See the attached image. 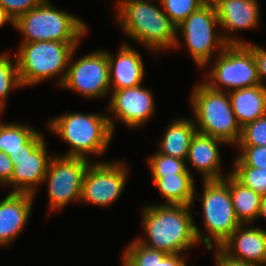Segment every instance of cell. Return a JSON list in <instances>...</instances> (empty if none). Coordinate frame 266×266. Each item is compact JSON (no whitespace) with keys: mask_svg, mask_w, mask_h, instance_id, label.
Returning <instances> with one entry per match:
<instances>
[{"mask_svg":"<svg viewBox=\"0 0 266 266\" xmlns=\"http://www.w3.org/2000/svg\"><path fill=\"white\" fill-rule=\"evenodd\" d=\"M192 206L156 204L142 208L143 245L167 254H185L199 245L195 233ZM187 250V251H186Z\"/></svg>","mask_w":266,"mask_h":266,"instance_id":"1","label":"cell"},{"mask_svg":"<svg viewBox=\"0 0 266 266\" xmlns=\"http://www.w3.org/2000/svg\"><path fill=\"white\" fill-rule=\"evenodd\" d=\"M116 6V23L128 39L155 54L174 49L177 26L155 2L118 0Z\"/></svg>","mask_w":266,"mask_h":266,"instance_id":"2","label":"cell"},{"mask_svg":"<svg viewBox=\"0 0 266 266\" xmlns=\"http://www.w3.org/2000/svg\"><path fill=\"white\" fill-rule=\"evenodd\" d=\"M50 133H55L69 146L62 156L85 158L104 155L114 136L107 114L66 112L49 120Z\"/></svg>","mask_w":266,"mask_h":266,"instance_id":"3","label":"cell"},{"mask_svg":"<svg viewBox=\"0 0 266 266\" xmlns=\"http://www.w3.org/2000/svg\"><path fill=\"white\" fill-rule=\"evenodd\" d=\"M79 44L59 41L20 43L15 57L22 88L54 77H58L57 86L61 87L71 55Z\"/></svg>","mask_w":266,"mask_h":266,"instance_id":"4","label":"cell"},{"mask_svg":"<svg viewBox=\"0 0 266 266\" xmlns=\"http://www.w3.org/2000/svg\"><path fill=\"white\" fill-rule=\"evenodd\" d=\"M191 91L190 105L196 130L236 146L241 137L228 92L216 91L203 80Z\"/></svg>","mask_w":266,"mask_h":266,"instance_id":"5","label":"cell"},{"mask_svg":"<svg viewBox=\"0 0 266 266\" xmlns=\"http://www.w3.org/2000/svg\"><path fill=\"white\" fill-rule=\"evenodd\" d=\"M13 27L24 35L21 43L80 42L88 31L81 18L59 10L51 0H44L39 6L21 15L13 23Z\"/></svg>","mask_w":266,"mask_h":266,"instance_id":"6","label":"cell"},{"mask_svg":"<svg viewBox=\"0 0 266 266\" xmlns=\"http://www.w3.org/2000/svg\"><path fill=\"white\" fill-rule=\"evenodd\" d=\"M202 197L194 193V198L200 200L202 207V222L206 235L199 231L195 225V233L199 244H205L208 251L220 246L231 236L240 226L228 187V174L222 180L203 181Z\"/></svg>","mask_w":266,"mask_h":266,"instance_id":"7","label":"cell"},{"mask_svg":"<svg viewBox=\"0 0 266 266\" xmlns=\"http://www.w3.org/2000/svg\"><path fill=\"white\" fill-rule=\"evenodd\" d=\"M220 28L215 5L207 0L201 7L190 14L181 24L177 26V41L174 49L182 44L179 35L189 51L193 62L197 67L207 68L212 63L214 52H222L228 43L224 40L222 33L216 30ZM216 30V31H215ZM217 49V50H214Z\"/></svg>","mask_w":266,"mask_h":266,"instance_id":"8","label":"cell"},{"mask_svg":"<svg viewBox=\"0 0 266 266\" xmlns=\"http://www.w3.org/2000/svg\"><path fill=\"white\" fill-rule=\"evenodd\" d=\"M217 55L203 81L211 89L229 93L261 84L254 53L247 44H228Z\"/></svg>","mask_w":266,"mask_h":266,"instance_id":"9","label":"cell"},{"mask_svg":"<svg viewBox=\"0 0 266 266\" xmlns=\"http://www.w3.org/2000/svg\"><path fill=\"white\" fill-rule=\"evenodd\" d=\"M91 163L85 158L53 155L43 180L48 185L49 214L73 201L80 203L83 178Z\"/></svg>","mask_w":266,"mask_h":266,"instance_id":"10","label":"cell"},{"mask_svg":"<svg viewBox=\"0 0 266 266\" xmlns=\"http://www.w3.org/2000/svg\"><path fill=\"white\" fill-rule=\"evenodd\" d=\"M76 47L61 88L72 90L87 99H99L111 91L107 50H96L73 62ZM73 59V60H72Z\"/></svg>","mask_w":266,"mask_h":266,"instance_id":"11","label":"cell"},{"mask_svg":"<svg viewBox=\"0 0 266 266\" xmlns=\"http://www.w3.org/2000/svg\"><path fill=\"white\" fill-rule=\"evenodd\" d=\"M37 131L24 145L22 150L10 153L13 163L10 193L35 195L38 186L43 184L52 154L48 155L47 143Z\"/></svg>","mask_w":266,"mask_h":266,"instance_id":"12","label":"cell"},{"mask_svg":"<svg viewBox=\"0 0 266 266\" xmlns=\"http://www.w3.org/2000/svg\"><path fill=\"white\" fill-rule=\"evenodd\" d=\"M129 166L124 161L92 162L84 175L80 202L108 207L120 198Z\"/></svg>","mask_w":266,"mask_h":266,"instance_id":"13","label":"cell"},{"mask_svg":"<svg viewBox=\"0 0 266 266\" xmlns=\"http://www.w3.org/2000/svg\"><path fill=\"white\" fill-rule=\"evenodd\" d=\"M109 98L108 116L110 127L115 133L114 117L130 128H138L147 123L155 112V100L152 92L142 84L111 90ZM113 116V118H112Z\"/></svg>","mask_w":266,"mask_h":266,"instance_id":"14","label":"cell"},{"mask_svg":"<svg viewBox=\"0 0 266 266\" xmlns=\"http://www.w3.org/2000/svg\"><path fill=\"white\" fill-rule=\"evenodd\" d=\"M215 5L222 36L228 44H246L247 42L232 36L238 30L254 29L260 22L258 0H211ZM231 35V36H230Z\"/></svg>","mask_w":266,"mask_h":266,"instance_id":"15","label":"cell"},{"mask_svg":"<svg viewBox=\"0 0 266 266\" xmlns=\"http://www.w3.org/2000/svg\"><path fill=\"white\" fill-rule=\"evenodd\" d=\"M228 256L246 263L266 265V230L241 224L220 246Z\"/></svg>","mask_w":266,"mask_h":266,"instance_id":"16","label":"cell"},{"mask_svg":"<svg viewBox=\"0 0 266 266\" xmlns=\"http://www.w3.org/2000/svg\"><path fill=\"white\" fill-rule=\"evenodd\" d=\"M34 195L10 193L0 200V247H9L28 224Z\"/></svg>","mask_w":266,"mask_h":266,"instance_id":"17","label":"cell"},{"mask_svg":"<svg viewBox=\"0 0 266 266\" xmlns=\"http://www.w3.org/2000/svg\"><path fill=\"white\" fill-rule=\"evenodd\" d=\"M227 145L224 141L196 132L190 142L186 162L200 172L203 181L222 180V158L219 147Z\"/></svg>","mask_w":266,"mask_h":266,"instance_id":"18","label":"cell"},{"mask_svg":"<svg viewBox=\"0 0 266 266\" xmlns=\"http://www.w3.org/2000/svg\"><path fill=\"white\" fill-rule=\"evenodd\" d=\"M111 90L135 87L143 83L145 66L141 54L123 43L116 56L107 51Z\"/></svg>","mask_w":266,"mask_h":266,"instance_id":"19","label":"cell"},{"mask_svg":"<svg viewBox=\"0 0 266 266\" xmlns=\"http://www.w3.org/2000/svg\"><path fill=\"white\" fill-rule=\"evenodd\" d=\"M235 118L241 128L266 115V88L261 84L229 92Z\"/></svg>","mask_w":266,"mask_h":266,"instance_id":"20","label":"cell"},{"mask_svg":"<svg viewBox=\"0 0 266 266\" xmlns=\"http://www.w3.org/2000/svg\"><path fill=\"white\" fill-rule=\"evenodd\" d=\"M196 132L193 118H175L159 140L157 152L186 161L191 139Z\"/></svg>","mask_w":266,"mask_h":266,"instance_id":"21","label":"cell"},{"mask_svg":"<svg viewBox=\"0 0 266 266\" xmlns=\"http://www.w3.org/2000/svg\"><path fill=\"white\" fill-rule=\"evenodd\" d=\"M155 187L165 201L162 204L186 205L194 207L195 184L191 174H176L152 177Z\"/></svg>","mask_w":266,"mask_h":266,"instance_id":"22","label":"cell"},{"mask_svg":"<svg viewBox=\"0 0 266 266\" xmlns=\"http://www.w3.org/2000/svg\"><path fill=\"white\" fill-rule=\"evenodd\" d=\"M228 187L235 215L240 224H253L258 220L262 195L240 183L228 173Z\"/></svg>","mask_w":266,"mask_h":266,"instance_id":"23","label":"cell"},{"mask_svg":"<svg viewBox=\"0 0 266 266\" xmlns=\"http://www.w3.org/2000/svg\"><path fill=\"white\" fill-rule=\"evenodd\" d=\"M21 123L0 122V151L9 155L23 149V145L37 132Z\"/></svg>","mask_w":266,"mask_h":266,"instance_id":"24","label":"cell"},{"mask_svg":"<svg viewBox=\"0 0 266 266\" xmlns=\"http://www.w3.org/2000/svg\"><path fill=\"white\" fill-rule=\"evenodd\" d=\"M8 51L0 53V113L6 107L9 93L12 89L21 88L16 57L13 59ZM0 114V115H1Z\"/></svg>","mask_w":266,"mask_h":266,"instance_id":"25","label":"cell"},{"mask_svg":"<svg viewBox=\"0 0 266 266\" xmlns=\"http://www.w3.org/2000/svg\"><path fill=\"white\" fill-rule=\"evenodd\" d=\"M122 255L123 266H158V259H163L167 253L149 248L133 239Z\"/></svg>","mask_w":266,"mask_h":266,"instance_id":"26","label":"cell"},{"mask_svg":"<svg viewBox=\"0 0 266 266\" xmlns=\"http://www.w3.org/2000/svg\"><path fill=\"white\" fill-rule=\"evenodd\" d=\"M148 168H150L152 177L192 174L185 160L158 152L152 154V156L148 158Z\"/></svg>","mask_w":266,"mask_h":266,"instance_id":"27","label":"cell"},{"mask_svg":"<svg viewBox=\"0 0 266 266\" xmlns=\"http://www.w3.org/2000/svg\"><path fill=\"white\" fill-rule=\"evenodd\" d=\"M231 174L244 186L266 196V169L252 166H233Z\"/></svg>","mask_w":266,"mask_h":266,"instance_id":"28","label":"cell"},{"mask_svg":"<svg viewBox=\"0 0 266 266\" xmlns=\"http://www.w3.org/2000/svg\"><path fill=\"white\" fill-rule=\"evenodd\" d=\"M207 0H161L164 13L178 26Z\"/></svg>","mask_w":266,"mask_h":266,"instance_id":"29","label":"cell"},{"mask_svg":"<svg viewBox=\"0 0 266 266\" xmlns=\"http://www.w3.org/2000/svg\"><path fill=\"white\" fill-rule=\"evenodd\" d=\"M236 146H266V115L245 124Z\"/></svg>","mask_w":266,"mask_h":266,"instance_id":"30","label":"cell"},{"mask_svg":"<svg viewBox=\"0 0 266 266\" xmlns=\"http://www.w3.org/2000/svg\"><path fill=\"white\" fill-rule=\"evenodd\" d=\"M238 155L233 166H252L266 169V146H235Z\"/></svg>","mask_w":266,"mask_h":266,"instance_id":"31","label":"cell"},{"mask_svg":"<svg viewBox=\"0 0 266 266\" xmlns=\"http://www.w3.org/2000/svg\"><path fill=\"white\" fill-rule=\"evenodd\" d=\"M44 0H0V5L5 14L14 23L21 15L36 6H39Z\"/></svg>","mask_w":266,"mask_h":266,"instance_id":"32","label":"cell"},{"mask_svg":"<svg viewBox=\"0 0 266 266\" xmlns=\"http://www.w3.org/2000/svg\"><path fill=\"white\" fill-rule=\"evenodd\" d=\"M246 44L252 49L254 53V57L257 63L259 80L261 82V85L266 88V85L263 84V81L266 79V49L252 42H247Z\"/></svg>","mask_w":266,"mask_h":266,"instance_id":"33","label":"cell"},{"mask_svg":"<svg viewBox=\"0 0 266 266\" xmlns=\"http://www.w3.org/2000/svg\"><path fill=\"white\" fill-rule=\"evenodd\" d=\"M13 163L6 153L0 151V184L3 186L11 185V177L13 174Z\"/></svg>","mask_w":266,"mask_h":266,"instance_id":"34","label":"cell"},{"mask_svg":"<svg viewBox=\"0 0 266 266\" xmlns=\"http://www.w3.org/2000/svg\"><path fill=\"white\" fill-rule=\"evenodd\" d=\"M215 264L216 266H260L256 264L246 263L240 260H236L226 255L220 248H215Z\"/></svg>","mask_w":266,"mask_h":266,"instance_id":"35","label":"cell"},{"mask_svg":"<svg viewBox=\"0 0 266 266\" xmlns=\"http://www.w3.org/2000/svg\"><path fill=\"white\" fill-rule=\"evenodd\" d=\"M185 254H167L163 259H158V266H186Z\"/></svg>","mask_w":266,"mask_h":266,"instance_id":"36","label":"cell"},{"mask_svg":"<svg viewBox=\"0 0 266 266\" xmlns=\"http://www.w3.org/2000/svg\"><path fill=\"white\" fill-rule=\"evenodd\" d=\"M10 23L13 26V22L11 21V19L5 14L3 8L0 5V28L6 24V23Z\"/></svg>","mask_w":266,"mask_h":266,"instance_id":"37","label":"cell"},{"mask_svg":"<svg viewBox=\"0 0 266 266\" xmlns=\"http://www.w3.org/2000/svg\"><path fill=\"white\" fill-rule=\"evenodd\" d=\"M260 217H263L266 219V196L262 197L261 205H260V211L258 215V220Z\"/></svg>","mask_w":266,"mask_h":266,"instance_id":"38","label":"cell"},{"mask_svg":"<svg viewBox=\"0 0 266 266\" xmlns=\"http://www.w3.org/2000/svg\"><path fill=\"white\" fill-rule=\"evenodd\" d=\"M148 1H153V2H155V1H157V2H161V0H148Z\"/></svg>","mask_w":266,"mask_h":266,"instance_id":"39","label":"cell"}]
</instances>
